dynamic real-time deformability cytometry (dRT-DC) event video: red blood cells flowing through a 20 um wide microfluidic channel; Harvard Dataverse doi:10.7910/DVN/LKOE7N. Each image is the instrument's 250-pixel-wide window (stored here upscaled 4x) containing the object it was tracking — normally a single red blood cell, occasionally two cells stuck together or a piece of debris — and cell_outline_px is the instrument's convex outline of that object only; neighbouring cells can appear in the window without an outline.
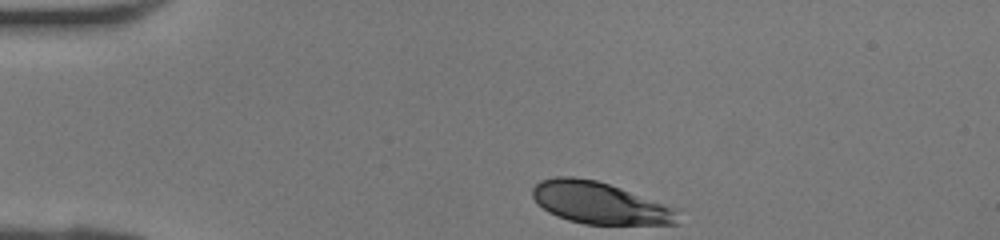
{"species": "human", "species_latin": "Homo sapiens", "temperature_condition": "room temperature", "stored_images_in_passage": 28, "camera_frame_rate_fps": 3000, "um_per_image_px": 0.085, "donor": {"sex": "female"}, "frame": {"image": 1, "passage_image": 1, "time_ms": 0.0, "image_size_px": [1000, 240], "cell_outline_px": [[680, 224], [584, 224], [568, 220], [556, 216], [548, 212], [536, 204], [532, 196], [532, 188], [540, 180], [556, 176], [572, 176], [596, 180], [680, 208]], "centroid_in_image_um": [51.0, 17.26], "position_along_channel_um": 34.0, "area_um2": 35.95}}
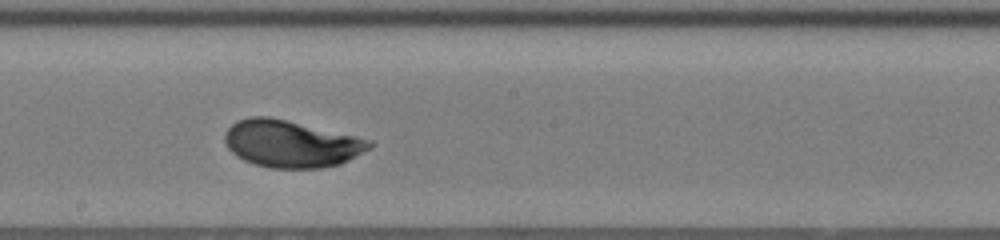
{"frame": {"image": 2, "passage_image": 16, "time_ms": 5.0, "image_size_px": [1000, 240], "cell_outline_px": [[376, 144], [372, 148], [340, 164], [320, 168], [272, 168], [256, 164], [244, 160], [236, 156], [228, 148], [224, 140], [224, 132], [236, 120], [248, 116], [268, 116], [352, 136], [368, 140]], "centroid_in_image_um": [24.69, 12.22], "position_along_channel_um": 223.5, "area_um2": 39.3}}
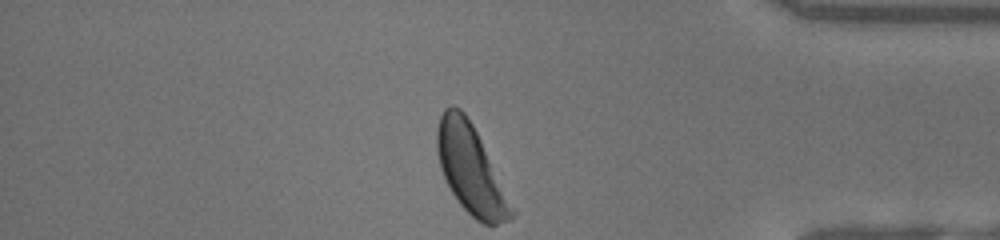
{"frame": {"image": 3, "passage_image": 28, "time_ms": 9.0, "image_size_px": [1000, 240], "cell_outline_px": [[516, 216], [512, 220], [496, 224], [484, 224], [476, 220], [460, 204], [452, 192], [440, 168], [436, 148], [436, 128], [440, 116], [444, 108], [452, 104], [460, 108], [464, 112], [472, 124], [516, 212]], "centroid_in_image_um": [39.99, 14.4], "position_along_channel_um": 395.2, "area_um2": 37.92}}